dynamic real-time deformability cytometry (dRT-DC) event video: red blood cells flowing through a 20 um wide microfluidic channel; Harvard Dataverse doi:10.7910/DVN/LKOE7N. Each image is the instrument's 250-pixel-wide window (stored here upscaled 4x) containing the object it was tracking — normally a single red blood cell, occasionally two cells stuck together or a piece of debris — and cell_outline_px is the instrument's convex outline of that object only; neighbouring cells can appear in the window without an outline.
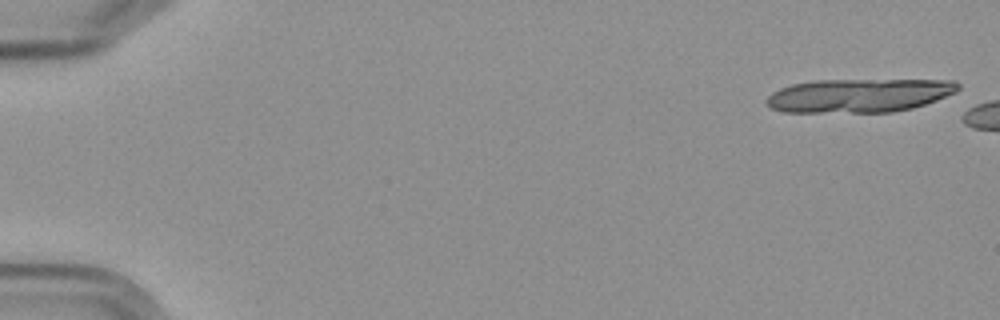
{"species": "Egyptian fruit bat (a non-hibernating species)", "species_latin": "Rousettus aegyptiacus", "temperature_condition": "cold", "stored_images_in_passage": 3, "camera_frame_rate_fps": 3000, "um_per_image_px": 0.085, "frame": {"image": 1, "passage_image": 1, "time_ms": 0.0, "image_size_px": [1000, 320], "cell_outline_px": [[960, 88], [956, 92], [936, 100], [912, 108], [892, 112], [784, 112], [772, 108], [764, 104], [764, 100], [772, 92], [780, 88], [792, 84], [812, 80], [956, 80], [960, 84]], "centroid_in_image_um": [73.0, 8.11], "position_along_channel_um": 12.0, "area_um2": 37.8}}